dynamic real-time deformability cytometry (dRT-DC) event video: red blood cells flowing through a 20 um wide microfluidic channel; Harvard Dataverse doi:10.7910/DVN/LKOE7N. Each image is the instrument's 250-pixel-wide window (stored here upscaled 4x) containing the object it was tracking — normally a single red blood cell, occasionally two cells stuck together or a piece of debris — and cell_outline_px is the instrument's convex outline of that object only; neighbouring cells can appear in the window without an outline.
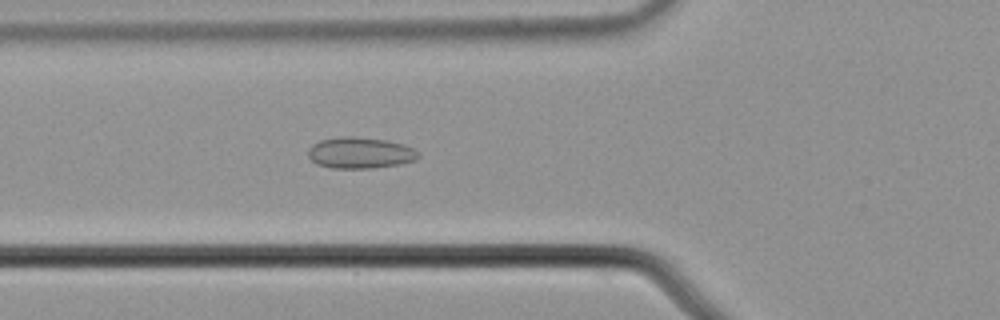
{"species": "common noctule bat (a hibernating species)", "species_latin": "Nyctalus noctula", "temperature_condition": "cold", "stored_images_in_passage": 56, "camera_frame_rate_fps": 3000, "um_per_image_px": 0.085, "animal": {"sex": "male", "body_mass_g": 21.5, "forearm_length_mm": 52.0}, "frame": {"image": 1, "passage_image": 21, "time_ms": 6.667, "image_size_px": [1000, 320], "cell_outline_px": [[420, 156], [416, 160], [400, 164], [372, 168], [332, 168], [316, 164], [308, 156], [308, 148], [312, 144], [320, 140], [340, 136], [352, 136], [384, 140], [404, 144], [420, 152]], "centroid_in_image_um": [30.61, 12.99], "position_along_channel_um": 95.2, "area_um2": 20.17}}
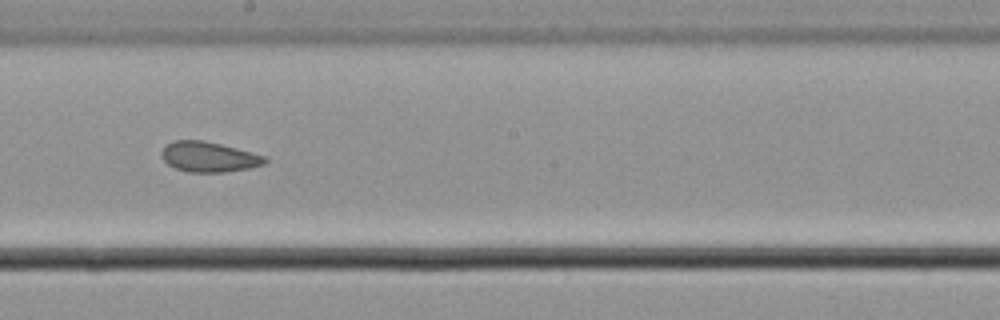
{"frame": {"image": 2, "passage_image": 32, "time_ms": 10.333, "image_size_px": [1000, 320], "cell_outline_px": [[268, 160], [264, 164], [248, 168], [224, 172], [188, 172], [176, 168], [168, 164], [164, 160], [164, 148], [168, 144], [176, 140], [204, 140], [236, 148], [264, 156]], "centroid_in_image_um": [17.78, 13.34], "position_along_channel_um": 230.4, "area_um2": 17.74}}
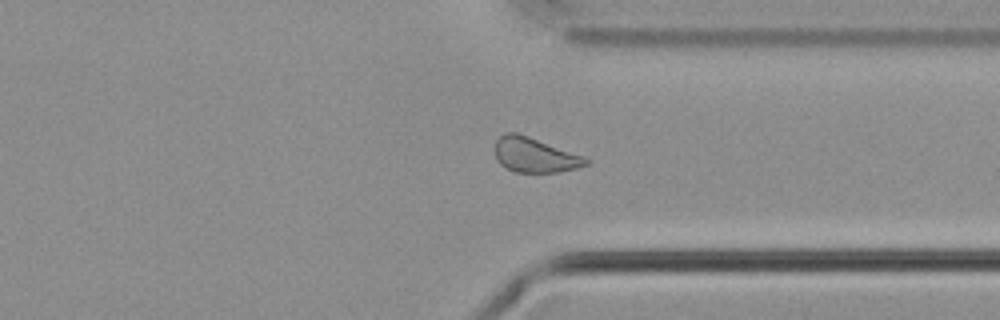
{"frame": {"image": 3, "passage_image": 43, "time_ms": 14.0, "image_size_px": [1000, 320], "cell_outline_px": [[592, 160], [588, 164], [576, 168], [560, 172], [516, 172], [500, 164], [496, 160], [496, 140], [504, 132], [516, 132], [528, 136], [584, 156]], "centroid_in_image_um": [45.47, 13.17], "position_along_channel_um": 365.9, "area_um2": 18.38}, "authors_computed_cell_mechanics": {"area_um2": 19.9121, "velocity_mm_per_s": 3.6862, "shape_relaxation_time_tau1_ms": null, "shape_relaxation_time_tau2_ms": 2.8796, "deformation_change_tau1": null, "deformation_change_tau2": 0.0747}}